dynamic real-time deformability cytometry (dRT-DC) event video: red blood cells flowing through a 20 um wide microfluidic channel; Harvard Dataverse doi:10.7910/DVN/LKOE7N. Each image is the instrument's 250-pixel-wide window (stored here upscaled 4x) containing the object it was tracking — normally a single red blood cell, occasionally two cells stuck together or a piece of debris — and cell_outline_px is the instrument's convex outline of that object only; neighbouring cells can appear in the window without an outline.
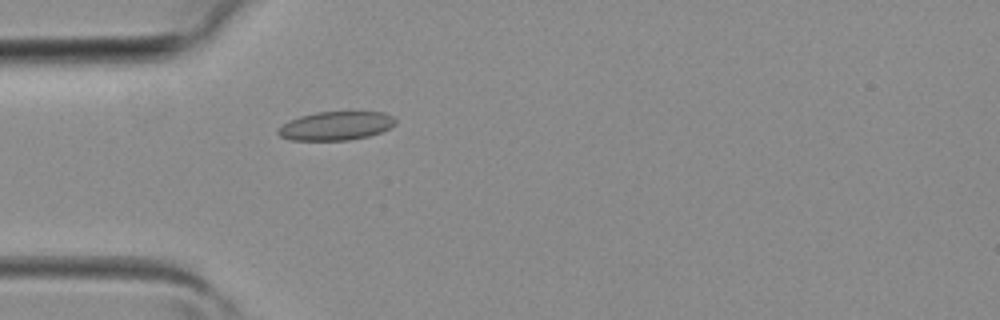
{"species": "common noctule bat (a hibernating species)", "species_latin": "Nyctalus noctula", "temperature_condition": "room temperature", "stored_images_in_passage": 4, "camera_frame_rate_fps": 3000, "um_per_image_px": 0.085, "animal": {"sex": "female", "body_mass_g": 19.3, "forearm_length_mm": 54.1}, "frame": {"image": 1, "passage_image": 4, "time_ms": 1.0, "image_size_px": [1000, 320], "cell_outline_px": [[396, 124], [380, 132], [368, 136], [348, 140], [288, 140], [280, 136], [276, 132], [276, 128], [288, 120], [300, 116], [316, 112], [384, 112], [392, 116], [396, 120]], "centroid_in_image_um": [28.5, 10.7], "position_along_channel_um": 56.5, "area_um2": 19.71}}